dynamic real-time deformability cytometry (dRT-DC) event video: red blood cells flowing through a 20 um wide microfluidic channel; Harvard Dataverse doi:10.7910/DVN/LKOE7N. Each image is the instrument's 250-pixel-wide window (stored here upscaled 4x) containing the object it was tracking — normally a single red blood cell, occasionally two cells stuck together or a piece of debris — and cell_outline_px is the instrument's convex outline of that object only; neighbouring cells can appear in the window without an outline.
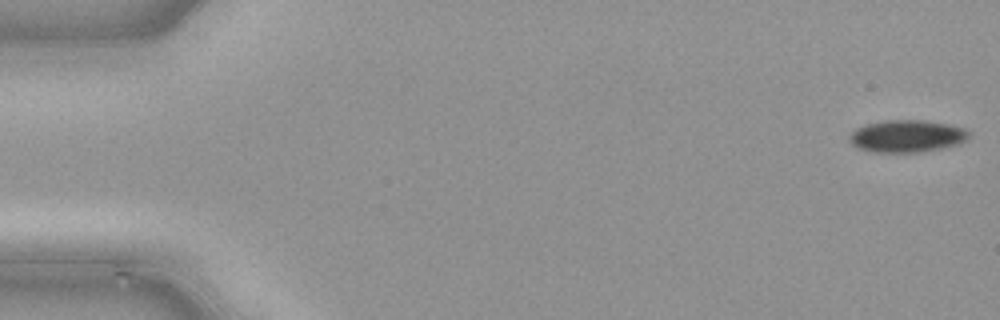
{"species": "common noctule bat (a hibernating species)", "species_latin": "Nyctalus noctula", "temperature_condition": "cold", "stored_images_in_passage": 10, "camera_frame_rate_fps": 3000, "um_per_image_px": 0.085, "animal": {"sex": "male", "body_mass_g": 21.5, "forearm_length_mm": 52.0}, "frame": {"image": 1, "passage_image": 1, "time_ms": 0.0, "image_size_px": [1000, 320], "cell_outline_px": [[972, 132], [960, 144], [920, 152], [872, 152], [856, 148], [848, 140], [848, 136], [856, 128], [864, 124], [884, 120], [924, 120], [948, 124], [964, 128]], "centroid_in_image_um": [77.05, 11.56], "position_along_channel_um": 8.0, "area_um2": 22.66}}